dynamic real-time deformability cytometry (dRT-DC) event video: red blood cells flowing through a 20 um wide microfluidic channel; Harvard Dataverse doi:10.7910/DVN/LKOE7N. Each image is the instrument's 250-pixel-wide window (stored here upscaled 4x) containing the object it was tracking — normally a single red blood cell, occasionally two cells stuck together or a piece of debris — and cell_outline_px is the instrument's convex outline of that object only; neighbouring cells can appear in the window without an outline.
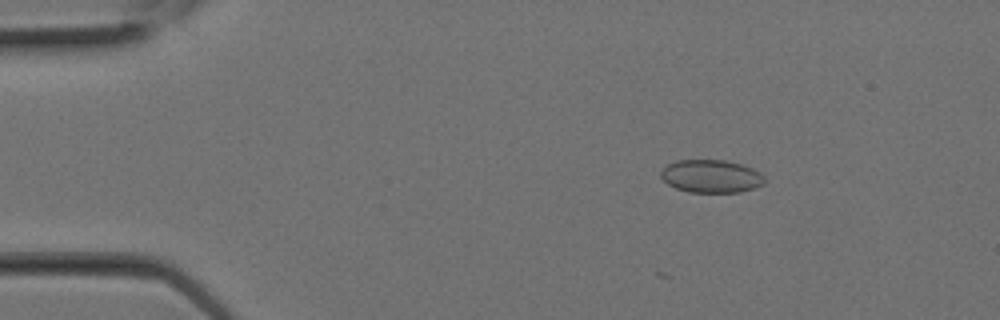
{"species": "Egyptian fruit bat (a non-hibernating species)", "species_latin": "Rousettus aegyptiacus", "temperature_condition": "room temperature", "stored_images_in_passage": 10, "camera_frame_rate_fps": 3000, "um_per_image_px": 0.085, "animal": {"sex": "female"}, "frame": {"image": 1, "passage_image": 4, "time_ms": 1.0, "image_size_px": [1000, 320], "cell_outline_px": [[764, 184], [740, 192], [688, 192], [676, 188], [668, 184], [660, 176], [660, 172], [668, 164], [676, 160], [724, 160], [740, 164], [752, 168], [760, 172], [764, 176]], "centroid_in_image_um": [60.44, 14.98], "position_along_channel_um": 24.6, "area_um2": 19.83}}
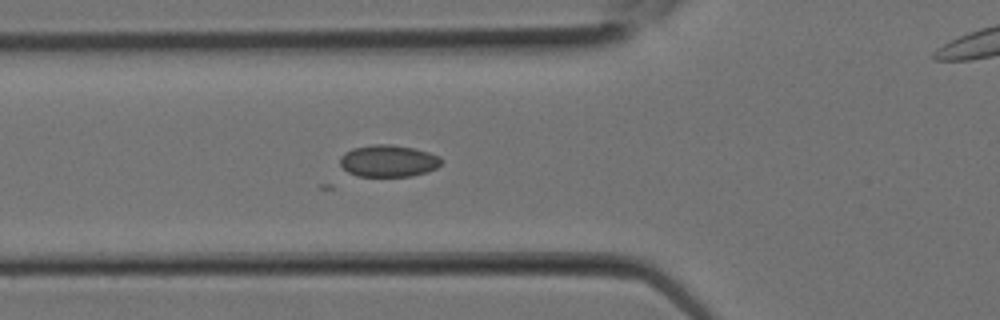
{"frame": {"image": 2, "passage_image": 9, "time_ms": 2.667, "image_size_px": [1000, 320], "cell_outline_px": [[444, 160], [436, 168], [428, 172], [412, 176], [356, 176], [348, 172], [340, 164], [340, 156], [344, 152], [352, 148], [372, 144], [392, 144], [412, 148], [428, 152], [440, 156]], "centroid_in_image_um": [33.01, 13.67], "position_along_channel_um": 92.8, "area_um2": 19.02}}